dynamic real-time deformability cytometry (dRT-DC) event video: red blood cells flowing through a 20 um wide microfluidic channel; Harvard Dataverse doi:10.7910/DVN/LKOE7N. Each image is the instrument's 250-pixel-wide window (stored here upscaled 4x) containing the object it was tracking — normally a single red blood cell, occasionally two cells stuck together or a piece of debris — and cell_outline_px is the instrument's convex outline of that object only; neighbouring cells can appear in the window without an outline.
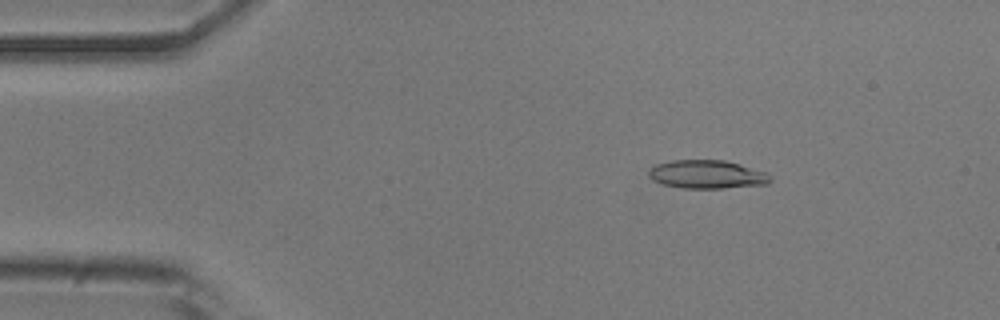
{"species": "common noctule bat (a hibernating species)", "species_latin": "Nyctalus noctula", "temperature_condition": "room temperature", "stored_images_in_passage": 51, "camera_frame_rate_fps": 3000, "um_per_image_px": 0.085, "animal": {"sex": "male", "body_mass_g": 20.5, "forearm_length_mm": 52.5}, "frame": {"image": 1, "passage_image": 7, "time_ms": 2.0, "image_size_px": [1000, 320], "cell_outline_px": [[772, 180], [768, 184], [724, 188], [684, 188], [664, 184], [652, 180], [648, 176], [648, 168], [656, 164], [672, 160], [724, 160], [740, 164], [768, 172], [772, 176]], "centroid_in_image_um": [60.12, 14.82], "position_along_channel_um": 24.9, "area_um2": 20.35}}
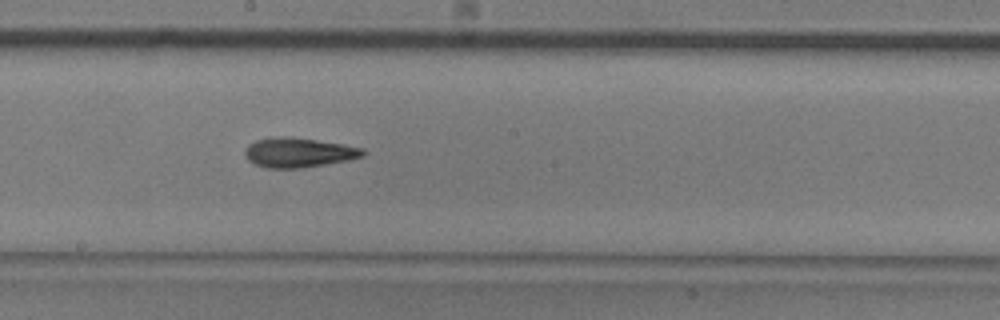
{"frame": {"image": 2, "passage_image": 27, "time_ms": 8.667, "image_size_px": [1000, 320], "cell_outline_px": [[368, 152], [364, 156], [348, 160], [300, 168], [264, 168], [248, 160], [244, 156], [244, 148], [248, 144], [256, 140], [276, 136], [284, 136], [316, 140], [344, 144], [364, 148]], "centroid_in_image_um": [25.37, 12.96], "position_along_channel_um": 222.8, "area_um2": 20.52}}
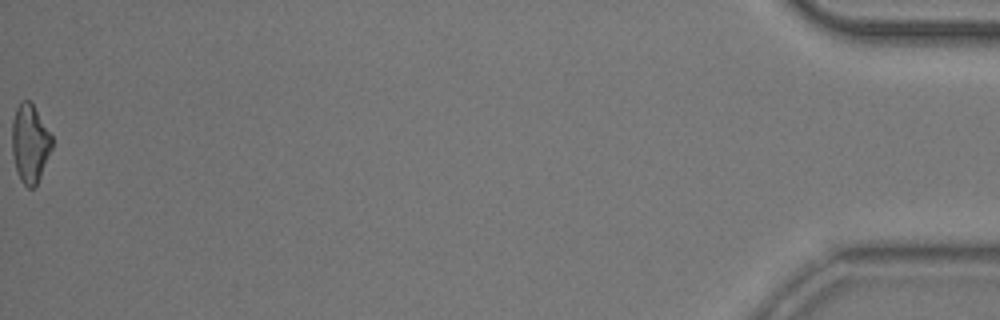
{"frame": {"image": 3, "passage_image": 51, "time_ms": 16.667, "image_size_px": [1000, 320], "cell_outline_px": [[52, 148], [40, 176], [36, 184], [32, 188], [28, 188], [20, 180], [16, 172], [12, 152], [12, 120], [16, 108], [20, 100], [28, 100], [32, 104], [52, 136]], "centroid_in_image_um": [2.52, 12.19], "position_along_channel_um": 432.7, "area_um2": 18.09}, "authors_computed_cell_mechanics": {"area_um2": 19.4208, "velocity_mm_per_s": 3.9157, "shape_relaxation_time_tau1_ms": 6.8301, "shape_relaxation_time_tau2_ms": 5.0042, "deformation_change_tau1": 0.1934, "deformation_change_tau2": 0.1649}}